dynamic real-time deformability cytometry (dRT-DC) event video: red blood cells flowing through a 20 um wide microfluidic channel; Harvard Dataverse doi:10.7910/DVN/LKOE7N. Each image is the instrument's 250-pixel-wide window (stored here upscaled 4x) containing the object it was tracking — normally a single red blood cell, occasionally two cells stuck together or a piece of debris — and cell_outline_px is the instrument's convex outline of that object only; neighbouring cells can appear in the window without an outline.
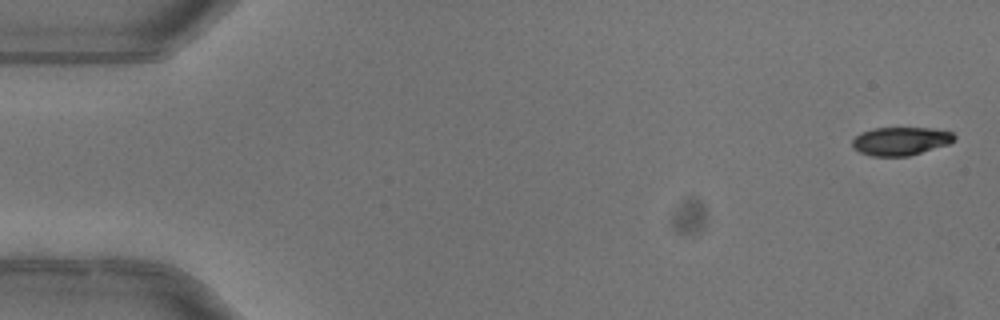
{"species": "common noctule bat (a hibernating species)", "species_latin": "Nyctalus noctula", "temperature_condition": "warm", "stored_images_in_passage": 6, "segment_of_instrument_passage": [1, 2], "camera_frame_rate_fps": 3000, "um_per_image_px": 0.085, "animal": {"sex": "female"}, "frame": {"image": 1, "passage_image": 1, "time_ms": 0.0, "image_size_px": [1000, 320], "cell_outline_px": [[956, 140], [948, 144], [908, 156], [872, 156], [860, 152], [852, 148], [852, 140], [860, 132], [872, 128], [932, 128], [952, 132], [956, 136]], "centroid_in_image_um": [76.54, 11.99], "position_along_channel_um": 8.5, "area_um2": 16.88}}
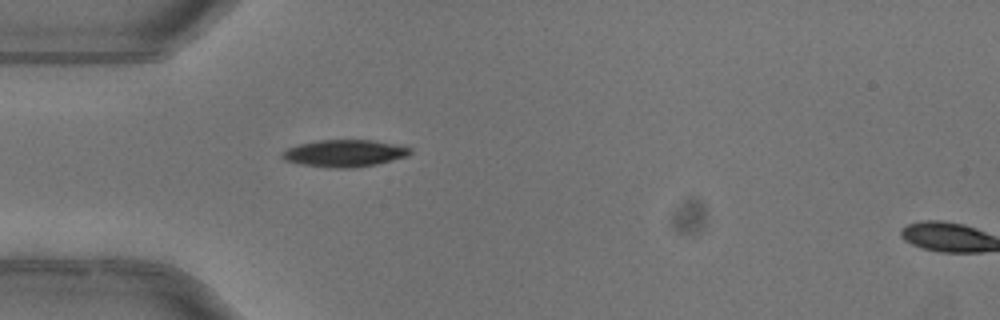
{"frame": {"image": 2, "passage_image": 5, "time_ms": 1.333, "image_size_px": [1000, 320], "cell_outline_px": [[412, 152], [408, 156], [376, 164], [352, 168], [328, 168], [300, 164], [284, 160], [280, 156], [288, 148], [300, 144], [320, 140], [372, 140], [412, 148]], "centroid_in_image_um": [29.28, 13.04], "position_along_channel_um": 55.7, "area_um2": 20.06}}